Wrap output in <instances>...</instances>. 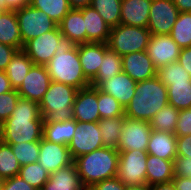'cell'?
<instances>
[{"instance_id":"11","label":"cell","mask_w":191,"mask_h":190,"mask_svg":"<svg viewBox=\"0 0 191 190\" xmlns=\"http://www.w3.org/2000/svg\"><path fill=\"white\" fill-rule=\"evenodd\" d=\"M179 13L172 0H152L147 28L153 35H170Z\"/></svg>"},{"instance_id":"5","label":"cell","mask_w":191,"mask_h":190,"mask_svg":"<svg viewBox=\"0 0 191 190\" xmlns=\"http://www.w3.org/2000/svg\"><path fill=\"white\" fill-rule=\"evenodd\" d=\"M77 91L73 86L51 81L39 103L44 123L74 119L73 104Z\"/></svg>"},{"instance_id":"55","label":"cell","mask_w":191,"mask_h":190,"mask_svg":"<svg viewBox=\"0 0 191 190\" xmlns=\"http://www.w3.org/2000/svg\"><path fill=\"white\" fill-rule=\"evenodd\" d=\"M125 190H150V186L144 185H126Z\"/></svg>"},{"instance_id":"24","label":"cell","mask_w":191,"mask_h":190,"mask_svg":"<svg viewBox=\"0 0 191 190\" xmlns=\"http://www.w3.org/2000/svg\"><path fill=\"white\" fill-rule=\"evenodd\" d=\"M58 27L63 37L71 40L75 45L86 43V28L80 9H71Z\"/></svg>"},{"instance_id":"8","label":"cell","mask_w":191,"mask_h":190,"mask_svg":"<svg viewBox=\"0 0 191 190\" xmlns=\"http://www.w3.org/2000/svg\"><path fill=\"white\" fill-rule=\"evenodd\" d=\"M148 153L142 150L119 151L117 177L125 185L146 183Z\"/></svg>"},{"instance_id":"51","label":"cell","mask_w":191,"mask_h":190,"mask_svg":"<svg viewBox=\"0 0 191 190\" xmlns=\"http://www.w3.org/2000/svg\"><path fill=\"white\" fill-rule=\"evenodd\" d=\"M13 90L5 71H0V94Z\"/></svg>"},{"instance_id":"7","label":"cell","mask_w":191,"mask_h":190,"mask_svg":"<svg viewBox=\"0 0 191 190\" xmlns=\"http://www.w3.org/2000/svg\"><path fill=\"white\" fill-rule=\"evenodd\" d=\"M15 12L23 45L58 26L45 12L30 4L15 10Z\"/></svg>"},{"instance_id":"15","label":"cell","mask_w":191,"mask_h":190,"mask_svg":"<svg viewBox=\"0 0 191 190\" xmlns=\"http://www.w3.org/2000/svg\"><path fill=\"white\" fill-rule=\"evenodd\" d=\"M38 162L49 173L73 163L67 145L50 142L43 137L40 140Z\"/></svg>"},{"instance_id":"57","label":"cell","mask_w":191,"mask_h":190,"mask_svg":"<svg viewBox=\"0 0 191 190\" xmlns=\"http://www.w3.org/2000/svg\"><path fill=\"white\" fill-rule=\"evenodd\" d=\"M4 11H5V10L0 7V16H1V14H2Z\"/></svg>"},{"instance_id":"29","label":"cell","mask_w":191,"mask_h":190,"mask_svg":"<svg viewBox=\"0 0 191 190\" xmlns=\"http://www.w3.org/2000/svg\"><path fill=\"white\" fill-rule=\"evenodd\" d=\"M121 72L122 56L108 49L104 54L97 75L90 81L91 86L95 87L99 82L108 81Z\"/></svg>"},{"instance_id":"40","label":"cell","mask_w":191,"mask_h":190,"mask_svg":"<svg viewBox=\"0 0 191 190\" xmlns=\"http://www.w3.org/2000/svg\"><path fill=\"white\" fill-rule=\"evenodd\" d=\"M10 146L21 166L38 162L40 142H21Z\"/></svg>"},{"instance_id":"49","label":"cell","mask_w":191,"mask_h":190,"mask_svg":"<svg viewBox=\"0 0 191 190\" xmlns=\"http://www.w3.org/2000/svg\"><path fill=\"white\" fill-rule=\"evenodd\" d=\"M30 4V0H0V7L5 11L18 10Z\"/></svg>"},{"instance_id":"26","label":"cell","mask_w":191,"mask_h":190,"mask_svg":"<svg viewBox=\"0 0 191 190\" xmlns=\"http://www.w3.org/2000/svg\"><path fill=\"white\" fill-rule=\"evenodd\" d=\"M0 42L18 51L23 49L24 45L14 10L4 11L0 16Z\"/></svg>"},{"instance_id":"34","label":"cell","mask_w":191,"mask_h":190,"mask_svg":"<svg viewBox=\"0 0 191 190\" xmlns=\"http://www.w3.org/2000/svg\"><path fill=\"white\" fill-rule=\"evenodd\" d=\"M167 89L170 105L179 111L191 108V82L171 83Z\"/></svg>"},{"instance_id":"20","label":"cell","mask_w":191,"mask_h":190,"mask_svg":"<svg viewBox=\"0 0 191 190\" xmlns=\"http://www.w3.org/2000/svg\"><path fill=\"white\" fill-rule=\"evenodd\" d=\"M151 3L152 0H122L120 23L147 28Z\"/></svg>"},{"instance_id":"37","label":"cell","mask_w":191,"mask_h":190,"mask_svg":"<svg viewBox=\"0 0 191 190\" xmlns=\"http://www.w3.org/2000/svg\"><path fill=\"white\" fill-rule=\"evenodd\" d=\"M49 172L45 170L39 162L21 166L19 176L29 185L37 190H42L44 184L49 179Z\"/></svg>"},{"instance_id":"31","label":"cell","mask_w":191,"mask_h":190,"mask_svg":"<svg viewBox=\"0 0 191 190\" xmlns=\"http://www.w3.org/2000/svg\"><path fill=\"white\" fill-rule=\"evenodd\" d=\"M179 112L174 106L167 104L150 121L152 130L174 133Z\"/></svg>"},{"instance_id":"44","label":"cell","mask_w":191,"mask_h":190,"mask_svg":"<svg viewBox=\"0 0 191 190\" xmlns=\"http://www.w3.org/2000/svg\"><path fill=\"white\" fill-rule=\"evenodd\" d=\"M2 190H37L29 185L19 175L6 179L3 184Z\"/></svg>"},{"instance_id":"4","label":"cell","mask_w":191,"mask_h":190,"mask_svg":"<svg viewBox=\"0 0 191 190\" xmlns=\"http://www.w3.org/2000/svg\"><path fill=\"white\" fill-rule=\"evenodd\" d=\"M119 151L111 147H101L73 160L84 187L117 177Z\"/></svg>"},{"instance_id":"58","label":"cell","mask_w":191,"mask_h":190,"mask_svg":"<svg viewBox=\"0 0 191 190\" xmlns=\"http://www.w3.org/2000/svg\"><path fill=\"white\" fill-rule=\"evenodd\" d=\"M83 190H93L91 187H85Z\"/></svg>"},{"instance_id":"19","label":"cell","mask_w":191,"mask_h":190,"mask_svg":"<svg viewBox=\"0 0 191 190\" xmlns=\"http://www.w3.org/2000/svg\"><path fill=\"white\" fill-rule=\"evenodd\" d=\"M108 49L107 43L89 42L78 45L82 71L89 81L97 75L104 54Z\"/></svg>"},{"instance_id":"33","label":"cell","mask_w":191,"mask_h":190,"mask_svg":"<svg viewBox=\"0 0 191 190\" xmlns=\"http://www.w3.org/2000/svg\"><path fill=\"white\" fill-rule=\"evenodd\" d=\"M30 5L45 12L57 24L71 10L68 0H30Z\"/></svg>"},{"instance_id":"47","label":"cell","mask_w":191,"mask_h":190,"mask_svg":"<svg viewBox=\"0 0 191 190\" xmlns=\"http://www.w3.org/2000/svg\"><path fill=\"white\" fill-rule=\"evenodd\" d=\"M177 156L191 158V135L177 136Z\"/></svg>"},{"instance_id":"2","label":"cell","mask_w":191,"mask_h":190,"mask_svg":"<svg viewBox=\"0 0 191 190\" xmlns=\"http://www.w3.org/2000/svg\"><path fill=\"white\" fill-rule=\"evenodd\" d=\"M52 81L83 89L91 85L82 71L78 45L62 38L56 46L55 55L45 65Z\"/></svg>"},{"instance_id":"48","label":"cell","mask_w":191,"mask_h":190,"mask_svg":"<svg viewBox=\"0 0 191 190\" xmlns=\"http://www.w3.org/2000/svg\"><path fill=\"white\" fill-rule=\"evenodd\" d=\"M177 62L182 65L191 76V47L181 48Z\"/></svg>"},{"instance_id":"43","label":"cell","mask_w":191,"mask_h":190,"mask_svg":"<svg viewBox=\"0 0 191 190\" xmlns=\"http://www.w3.org/2000/svg\"><path fill=\"white\" fill-rule=\"evenodd\" d=\"M174 177H191V158L176 156L173 160Z\"/></svg>"},{"instance_id":"13","label":"cell","mask_w":191,"mask_h":190,"mask_svg":"<svg viewBox=\"0 0 191 190\" xmlns=\"http://www.w3.org/2000/svg\"><path fill=\"white\" fill-rule=\"evenodd\" d=\"M51 81L45 65H33L17 92L21 98L29 99L39 104L47 92Z\"/></svg>"},{"instance_id":"56","label":"cell","mask_w":191,"mask_h":190,"mask_svg":"<svg viewBox=\"0 0 191 190\" xmlns=\"http://www.w3.org/2000/svg\"><path fill=\"white\" fill-rule=\"evenodd\" d=\"M4 181L5 180L0 177V190L3 188Z\"/></svg>"},{"instance_id":"14","label":"cell","mask_w":191,"mask_h":190,"mask_svg":"<svg viewBox=\"0 0 191 190\" xmlns=\"http://www.w3.org/2000/svg\"><path fill=\"white\" fill-rule=\"evenodd\" d=\"M146 51L155 68L158 70L168 63L176 62L181 48L170 35L151 34Z\"/></svg>"},{"instance_id":"27","label":"cell","mask_w":191,"mask_h":190,"mask_svg":"<svg viewBox=\"0 0 191 190\" xmlns=\"http://www.w3.org/2000/svg\"><path fill=\"white\" fill-rule=\"evenodd\" d=\"M75 119L43 124V138L57 144L68 145L75 132Z\"/></svg>"},{"instance_id":"25","label":"cell","mask_w":191,"mask_h":190,"mask_svg":"<svg viewBox=\"0 0 191 190\" xmlns=\"http://www.w3.org/2000/svg\"><path fill=\"white\" fill-rule=\"evenodd\" d=\"M173 160H165L148 154L146 162V183L148 186L172 182Z\"/></svg>"},{"instance_id":"53","label":"cell","mask_w":191,"mask_h":190,"mask_svg":"<svg viewBox=\"0 0 191 190\" xmlns=\"http://www.w3.org/2000/svg\"><path fill=\"white\" fill-rule=\"evenodd\" d=\"M71 9H81L91 5L92 0H68Z\"/></svg>"},{"instance_id":"35","label":"cell","mask_w":191,"mask_h":190,"mask_svg":"<svg viewBox=\"0 0 191 190\" xmlns=\"http://www.w3.org/2000/svg\"><path fill=\"white\" fill-rule=\"evenodd\" d=\"M180 48L191 47V12H180L170 33Z\"/></svg>"},{"instance_id":"36","label":"cell","mask_w":191,"mask_h":190,"mask_svg":"<svg viewBox=\"0 0 191 190\" xmlns=\"http://www.w3.org/2000/svg\"><path fill=\"white\" fill-rule=\"evenodd\" d=\"M21 165L15 157L10 144L0 140V177L4 180L19 174Z\"/></svg>"},{"instance_id":"21","label":"cell","mask_w":191,"mask_h":190,"mask_svg":"<svg viewBox=\"0 0 191 190\" xmlns=\"http://www.w3.org/2000/svg\"><path fill=\"white\" fill-rule=\"evenodd\" d=\"M80 10L82 11L86 28V43H107L111 26L103 20L93 7L87 6Z\"/></svg>"},{"instance_id":"23","label":"cell","mask_w":191,"mask_h":190,"mask_svg":"<svg viewBox=\"0 0 191 190\" xmlns=\"http://www.w3.org/2000/svg\"><path fill=\"white\" fill-rule=\"evenodd\" d=\"M177 136L174 133L152 130L147 153L165 160H174L177 156Z\"/></svg>"},{"instance_id":"16","label":"cell","mask_w":191,"mask_h":190,"mask_svg":"<svg viewBox=\"0 0 191 190\" xmlns=\"http://www.w3.org/2000/svg\"><path fill=\"white\" fill-rule=\"evenodd\" d=\"M74 119L77 122H99L98 88L88 86L79 89L73 104Z\"/></svg>"},{"instance_id":"22","label":"cell","mask_w":191,"mask_h":190,"mask_svg":"<svg viewBox=\"0 0 191 190\" xmlns=\"http://www.w3.org/2000/svg\"><path fill=\"white\" fill-rule=\"evenodd\" d=\"M85 187L78 175L76 165L72 164L49 174L42 190H83Z\"/></svg>"},{"instance_id":"6","label":"cell","mask_w":191,"mask_h":190,"mask_svg":"<svg viewBox=\"0 0 191 190\" xmlns=\"http://www.w3.org/2000/svg\"><path fill=\"white\" fill-rule=\"evenodd\" d=\"M151 32L145 27L119 24L111 27L108 48L120 56L147 50Z\"/></svg>"},{"instance_id":"1","label":"cell","mask_w":191,"mask_h":190,"mask_svg":"<svg viewBox=\"0 0 191 190\" xmlns=\"http://www.w3.org/2000/svg\"><path fill=\"white\" fill-rule=\"evenodd\" d=\"M43 124L39 104L20 97L11 116L1 124L0 140L7 144L40 142Z\"/></svg>"},{"instance_id":"45","label":"cell","mask_w":191,"mask_h":190,"mask_svg":"<svg viewBox=\"0 0 191 190\" xmlns=\"http://www.w3.org/2000/svg\"><path fill=\"white\" fill-rule=\"evenodd\" d=\"M125 186L118 177H114L102 180L94 184L91 188L93 190H125Z\"/></svg>"},{"instance_id":"32","label":"cell","mask_w":191,"mask_h":190,"mask_svg":"<svg viewBox=\"0 0 191 190\" xmlns=\"http://www.w3.org/2000/svg\"><path fill=\"white\" fill-rule=\"evenodd\" d=\"M122 0H92L93 7L103 20L111 27L117 26L121 21Z\"/></svg>"},{"instance_id":"50","label":"cell","mask_w":191,"mask_h":190,"mask_svg":"<svg viewBox=\"0 0 191 190\" xmlns=\"http://www.w3.org/2000/svg\"><path fill=\"white\" fill-rule=\"evenodd\" d=\"M175 190H191V177H174Z\"/></svg>"},{"instance_id":"39","label":"cell","mask_w":191,"mask_h":190,"mask_svg":"<svg viewBox=\"0 0 191 190\" xmlns=\"http://www.w3.org/2000/svg\"><path fill=\"white\" fill-rule=\"evenodd\" d=\"M98 110L101 119L125 116L124 107L111 95L98 89Z\"/></svg>"},{"instance_id":"12","label":"cell","mask_w":191,"mask_h":190,"mask_svg":"<svg viewBox=\"0 0 191 190\" xmlns=\"http://www.w3.org/2000/svg\"><path fill=\"white\" fill-rule=\"evenodd\" d=\"M63 38L59 27L31 39L23 46V51L29 56L34 65H46L55 55L56 46Z\"/></svg>"},{"instance_id":"52","label":"cell","mask_w":191,"mask_h":190,"mask_svg":"<svg viewBox=\"0 0 191 190\" xmlns=\"http://www.w3.org/2000/svg\"><path fill=\"white\" fill-rule=\"evenodd\" d=\"M179 12H191V0H172Z\"/></svg>"},{"instance_id":"41","label":"cell","mask_w":191,"mask_h":190,"mask_svg":"<svg viewBox=\"0 0 191 190\" xmlns=\"http://www.w3.org/2000/svg\"><path fill=\"white\" fill-rule=\"evenodd\" d=\"M20 95L16 89L0 94V123L6 121L12 114Z\"/></svg>"},{"instance_id":"10","label":"cell","mask_w":191,"mask_h":190,"mask_svg":"<svg viewBox=\"0 0 191 190\" xmlns=\"http://www.w3.org/2000/svg\"><path fill=\"white\" fill-rule=\"evenodd\" d=\"M152 132L150 122L130 119L124 116L120 134L118 151L142 150L147 151L149 137Z\"/></svg>"},{"instance_id":"46","label":"cell","mask_w":191,"mask_h":190,"mask_svg":"<svg viewBox=\"0 0 191 190\" xmlns=\"http://www.w3.org/2000/svg\"><path fill=\"white\" fill-rule=\"evenodd\" d=\"M18 50L0 42V71H5L7 65Z\"/></svg>"},{"instance_id":"38","label":"cell","mask_w":191,"mask_h":190,"mask_svg":"<svg viewBox=\"0 0 191 190\" xmlns=\"http://www.w3.org/2000/svg\"><path fill=\"white\" fill-rule=\"evenodd\" d=\"M157 77L168 87L171 83L191 82L190 74L177 61L157 70Z\"/></svg>"},{"instance_id":"9","label":"cell","mask_w":191,"mask_h":190,"mask_svg":"<svg viewBox=\"0 0 191 190\" xmlns=\"http://www.w3.org/2000/svg\"><path fill=\"white\" fill-rule=\"evenodd\" d=\"M67 146L73 160L104 147L98 122H77L72 140Z\"/></svg>"},{"instance_id":"17","label":"cell","mask_w":191,"mask_h":190,"mask_svg":"<svg viewBox=\"0 0 191 190\" xmlns=\"http://www.w3.org/2000/svg\"><path fill=\"white\" fill-rule=\"evenodd\" d=\"M122 72L128 74L136 82L157 76V69L146 50L122 56Z\"/></svg>"},{"instance_id":"54","label":"cell","mask_w":191,"mask_h":190,"mask_svg":"<svg viewBox=\"0 0 191 190\" xmlns=\"http://www.w3.org/2000/svg\"><path fill=\"white\" fill-rule=\"evenodd\" d=\"M150 190H175L173 182L161 183L150 186Z\"/></svg>"},{"instance_id":"3","label":"cell","mask_w":191,"mask_h":190,"mask_svg":"<svg viewBox=\"0 0 191 190\" xmlns=\"http://www.w3.org/2000/svg\"><path fill=\"white\" fill-rule=\"evenodd\" d=\"M168 101V89L157 76L139 81L130 103L124 108L125 117L150 122Z\"/></svg>"},{"instance_id":"30","label":"cell","mask_w":191,"mask_h":190,"mask_svg":"<svg viewBox=\"0 0 191 190\" xmlns=\"http://www.w3.org/2000/svg\"><path fill=\"white\" fill-rule=\"evenodd\" d=\"M123 123L124 116L101 119L98 122L103 146L117 149Z\"/></svg>"},{"instance_id":"42","label":"cell","mask_w":191,"mask_h":190,"mask_svg":"<svg viewBox=\"0 0 191 190\" xmlns=\"http://www.w3.org/2000/svg\"><path fill=\"white\" fill-rule=\"evenodd\" d=\"M174 134L176 136L191 135V108L179 112Z\"/></svg>"},{"instance_id":"18","label":"cell","mask_w":191,"mask_h":190,"mask_svg":"<svg viewBox=\"0 0 191 190\" xmlns=\"http://www.w3.org/2000/svg\"><path fill=\"white\" fill-rule=\"evenodd\" d=\"M137 82L128 74L121 72L105 82H99L95 87L113 96L124 108L130 103Z\"/></svg>"},{"instance_id":"28","label":"cell","mask_w":191,"mask_h":190,"mask_svg":"<svg viewBox=\"0 0 191 190\" xmlns=\"http://www.w3.org/2000/svg\"><path fill=\"white\" fill-rule=\"evenodd\" d=\"M33 65L32 60L23 50L15 53L5 70L13 89L19 88Z\"/></svg>"}]
</instances>
